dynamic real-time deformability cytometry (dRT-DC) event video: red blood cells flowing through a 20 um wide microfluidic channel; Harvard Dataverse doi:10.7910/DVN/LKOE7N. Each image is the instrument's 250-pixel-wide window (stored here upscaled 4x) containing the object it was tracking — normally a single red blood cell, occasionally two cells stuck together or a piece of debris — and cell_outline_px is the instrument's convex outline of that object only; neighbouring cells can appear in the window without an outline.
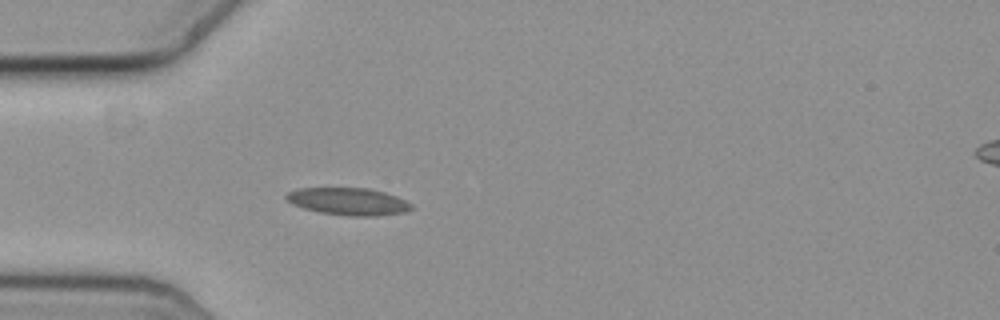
{"species": "common noctule bat (a hibernating species)", "species_latin": "Nyctalus noctula", "temperature_condition": "cold", "stored_images_in_passage": 13, "camera_frame_rate_fps": 3000, "um_per_image_px": 0.085, "animal": {"sex": "female", "body_mass_g": 19.3, "forearm_length_mm": 54.1}, "frame": {"image": 1, "passage_image": 1, "time_ms": 0.0, "image_size_px": [1000, 320], "cell_outline_px": [[412, 208], [404, 212], [376, 216], [348, 216], [320, 212], [304, 208], [292, 204], [284, 196], [288, 192], [300, 188], [368, 188], [384, 192], [396, 196], [412, 204]], "centroid_in_image_um": [29.6, 17.12], "position_along_channel_um": 55.4, "area_um2": 19.77}}
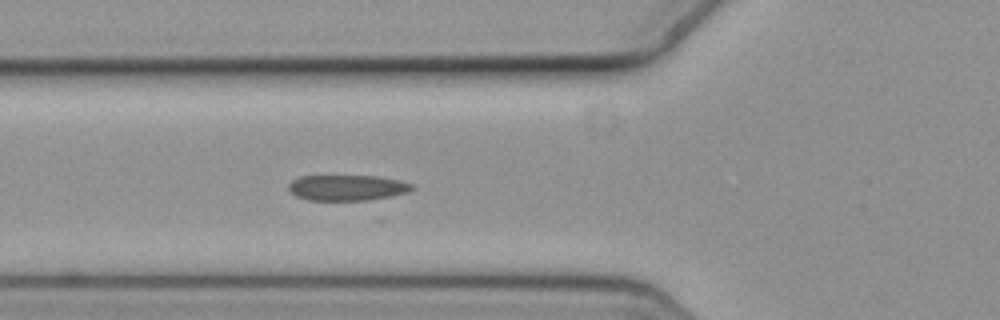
{"frame": {"image": 2, "passage_image": 5, "time_ms": 1.333, "image_size_px": [1000, 320], "cell_outline_px": [[416, 188], [408, 192], [392, 196], [368, 200], [308, 200], [296, 196], [288, 188], [288, 184], [292, 180], [300, 176], [376, 176], [400, 180], [412, 184]], "centroid_in_image_um": [29.53, 15.95], "position_along_channel_um": 96.3, "area_um2": 18.5}}
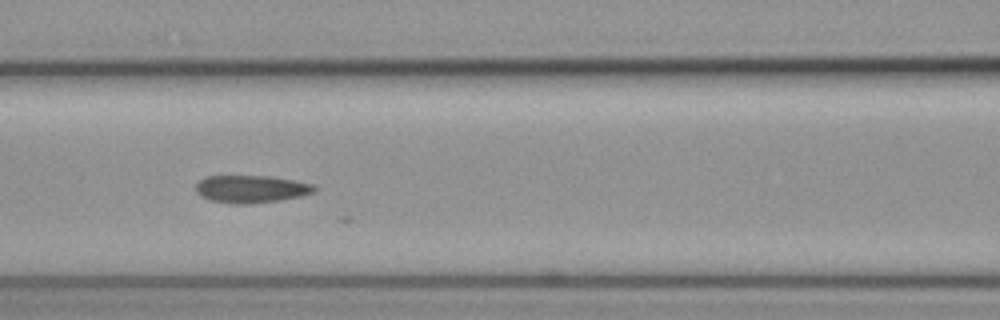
{"frame": {"image": 3, "passage_image": 9, "time_ms": 2.667, "image_size_px": [1000, 320], "cell_outline_px": [[316, 192], [300, 196], [280, 200], [248, 204], [232, 204], [208, 200], [200, 196], [196, 192], [196, 184], [204, 176], [268, 176], [296, 180], [312, 184], [316, 188]], "centroid_in_image_um": [21.32, 16.07], "position_along_channel_um": 145.3, "area_um2": 19.19}}